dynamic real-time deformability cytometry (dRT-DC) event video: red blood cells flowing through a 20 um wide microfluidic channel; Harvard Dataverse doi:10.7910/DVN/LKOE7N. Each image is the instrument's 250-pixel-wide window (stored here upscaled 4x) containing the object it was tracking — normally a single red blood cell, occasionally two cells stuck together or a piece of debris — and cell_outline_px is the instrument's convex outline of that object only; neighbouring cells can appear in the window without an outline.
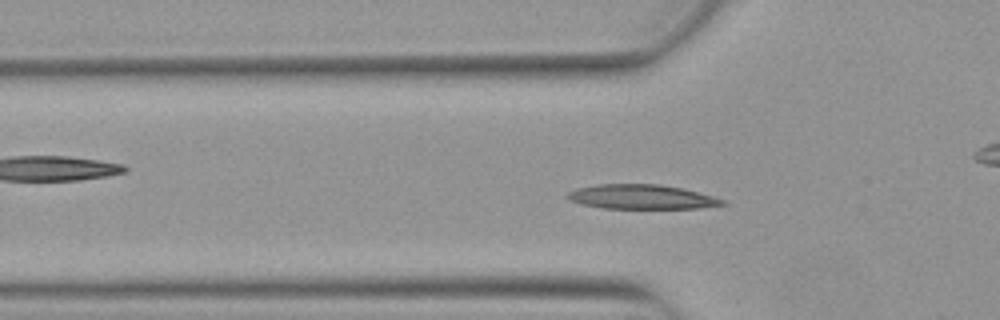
{"species": "Egyptian fruit bat (a non-hibernating species)", "species_latin": "Rousettus aegyptiacus", "temperature_condition": "warm", "stored_images_in_passage": 51, "camera_frame_rate_fps": 3000, "um_per_image_px": 0.085, "animal": {"sex": "female"}, "frame": {"image": 1, "passage_image": 15, "time_ms": 4.667, "image_size_px": [1000, 320], "cell_outline_px": [[728, 204], [700, 208], [604, 208], [580, 204], [568, 200], [564, 196], [568, 192], [576, 188], [596, 184], [660, 184], [684, 188], [712, 196], [724, 200]], "centroid_in_image_um": [54.49, 16.73], "position_along_channel_um": 71.3, "area_um2": 22.25}}
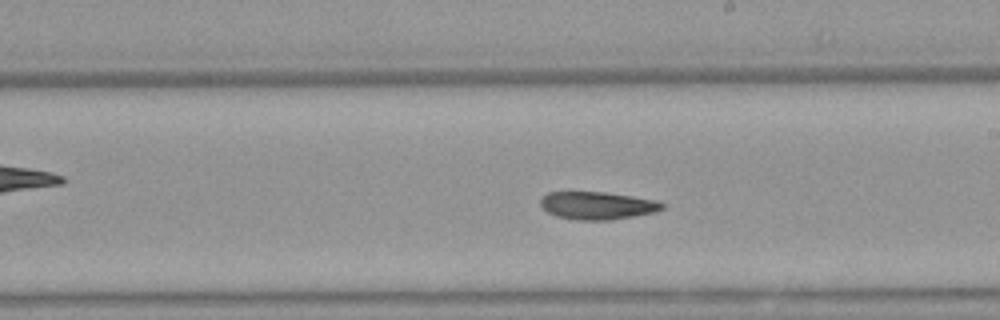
{"frame": {"image": 2, "passage_image": 28, "time_ms": 9.0, "image_size_px": [1000, 320], "cell_outline_px": [[664, 208], [652, 212], [612, 220], [576, 220], [556, 216], [548, 212], [540, 204], [540, 200], [548, 192], [604, 192], [632, 196], [656, 200], [664, 204]], "centroid_in_image_um": [50.75, 17.47], "position_along_channel_um": 238.2, "area_um2": 19.48}}
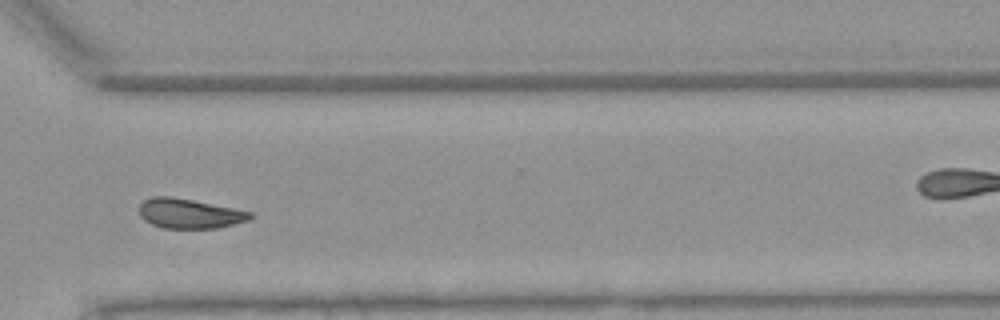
{"frame": {"image": 3, "passage_image": 37, "time_ms": 12.0, "image_size_px": [1000, 320], "cell_outline_px": [[252, 216], [248, 220], [216, 228], [160, 228], [144, 220], [140, 216], [140, 204], [144, 200], [152, 196], [172, 196], [252, 212]], "centroid_in_image_um": [16.05, 18.15], "position_along_channel_um": 354.6, "area_um2": 19.02}, "authors_computed_cell_mechanics": {"area_um2": 20.0566, "velocity_mm_per_s": 3.8551, "shape_relaxation_time_tau1_ms": 7.5591, "shape_relaxation_time_tau2_ms": 4.7936, "deformation_change_tau1": 0.2072, "deformation_change_tau2": 0.1139}}